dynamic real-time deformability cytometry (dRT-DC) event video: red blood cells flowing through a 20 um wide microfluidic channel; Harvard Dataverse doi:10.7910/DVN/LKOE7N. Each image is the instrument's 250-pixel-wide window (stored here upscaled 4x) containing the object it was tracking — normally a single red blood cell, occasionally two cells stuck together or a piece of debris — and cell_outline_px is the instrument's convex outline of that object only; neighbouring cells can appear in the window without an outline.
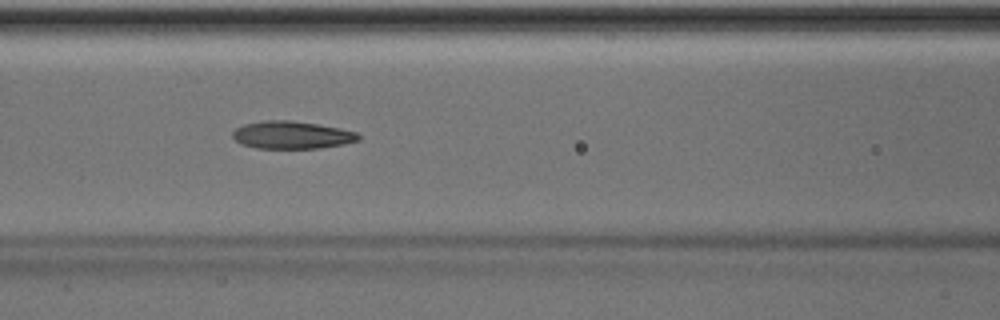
{"species": "Egyptian fruit bat (a non-hibernating species)", "species_latin": "Rousettus aegyptiacus", "temperature_condition": "room temperature", "stored_images_in_passage": 51, "camera_frame_rate_fps": 3000, "um_per_image_px": 0.085, "animal": {"sex": "male"}, "frame": {"image": 1, "passage_image": 22, "time_ms": 7.0, "image_size_px": [1000, 320], "cell_outline_px": [[360, 140], [344, 144], [320, 148], [256, 148], [240, 144], [232, 136], [232, 132], [236, 128], [244, 124], [264, 120], [288, 120], [316, 124], [340, 128], [356, 132], [360, 136]], "centroid_in_image_um": [24.79, 11.48], "position_along_channel_um": 141.8, "area_um2": 20.23}}
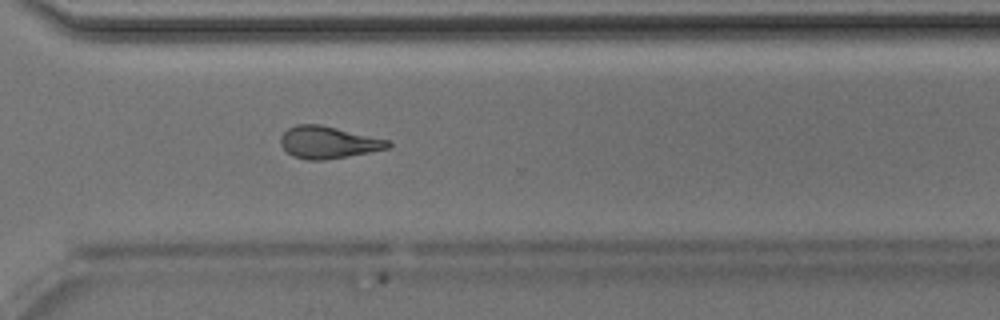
{"frame": {"image": 2, "passage_image": 37, "time_ms": 12.0, "image_size_px": [1000, 320], "cell_outline_px": [[392, 144], [388, 148], [348, 156], [324, 160], [308, 160], [292, 156], [280, 144], [280, 136], [288, 128], [296, 124], [320, 124], [388, 140]], "centroid_in_image_um": [27.85, 12.1], "position_along_channel_um": 342.7, "area_um2": 19.94}, "authors_computed_cell_mechanics": {"area_um2": 20.5768, "velocity_mm_per_s": 4.0261, "shape_relaxation_time_tau1_ms": 4.1032, "shape_relaxation_time_tau2_ms": 2.5778, "deformation_change_tau1": 0.1612, "deformation_change_tau2": 0.1173}}